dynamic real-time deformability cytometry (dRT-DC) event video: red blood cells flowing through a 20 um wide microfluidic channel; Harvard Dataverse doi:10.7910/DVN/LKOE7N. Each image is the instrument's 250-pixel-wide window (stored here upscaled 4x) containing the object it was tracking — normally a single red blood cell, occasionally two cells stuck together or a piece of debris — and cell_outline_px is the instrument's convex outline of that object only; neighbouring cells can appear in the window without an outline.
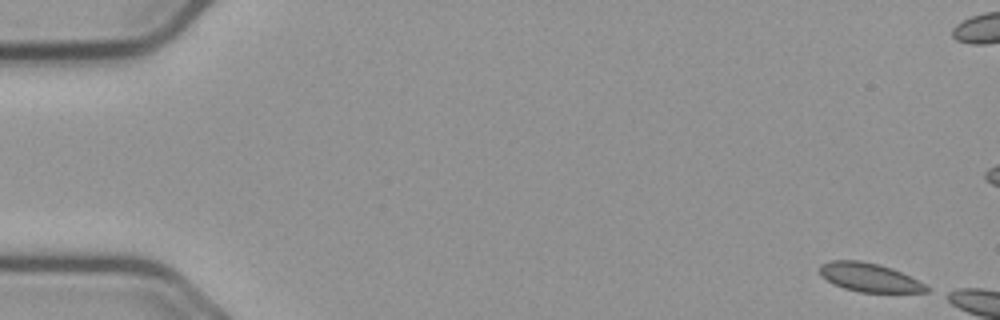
{"species": "common noctule bat (a hibernating species)", "species_latin": "Nyctalus noctula", "temperature_condition": "cold", "stored_images_in_passage": 9, "camera_frame_rate_fps": 3000, "um_per_image_px": 0.085, "animal": {"sex": "male", "body_mass_g": 23.1, "forearm_length_mm": 52.7}, "frame": {"image": 1, "passage_image": 1, "time_ms": 0.0, "image_size_px": [1000, 320], "cell_outline_px": [[928, 292], [860, 292], [844, 288], [820, 276], [820, 264], [832, 260], [860, 260], [892, 268], [924, 284], [928, 288]], "centroid_in_image_um": [73.85, 23.57], "position_along_channel_um": 11.1, "area_um2": 17.46}}